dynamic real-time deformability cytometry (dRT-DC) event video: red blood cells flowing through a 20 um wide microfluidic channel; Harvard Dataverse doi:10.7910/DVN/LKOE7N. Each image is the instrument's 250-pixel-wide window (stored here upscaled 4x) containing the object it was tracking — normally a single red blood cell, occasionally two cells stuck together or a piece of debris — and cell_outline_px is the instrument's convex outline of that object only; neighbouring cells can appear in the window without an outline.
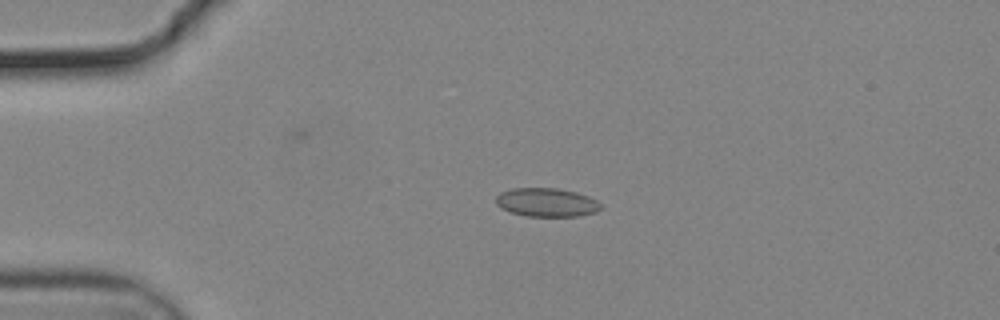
{"species": "common noctule bat (a hibernating species)", "species_latin": "Nyctalus noctula", "temperature_condition": "cold", "stored_images_in_passage": 56, "camera_frame_rate_fps": 3000, "um_per_image_px": 0.085, "animal": {"sex": "male", "body_mass_g": 19.2, "forearm_length_mm": 51.8}, "frame": {"image": 1, "passage_image": 14, "time_ms": 4.333, "image_size_px": [1000, 320], "cell_outline_px": [[600, 208], [596, 212], [580, 216], [528, 216], [512, 212], [500, 208], [496, 204], [496, 196], [500, 192], [512, 188], [556, 188], [576, 192], [588, 196], [596, 200], [600, 204]], "centroid_in_image_um": [46.44, 17.2], "position_along_channel_um": 38.6, "area_um2": 17.46}}
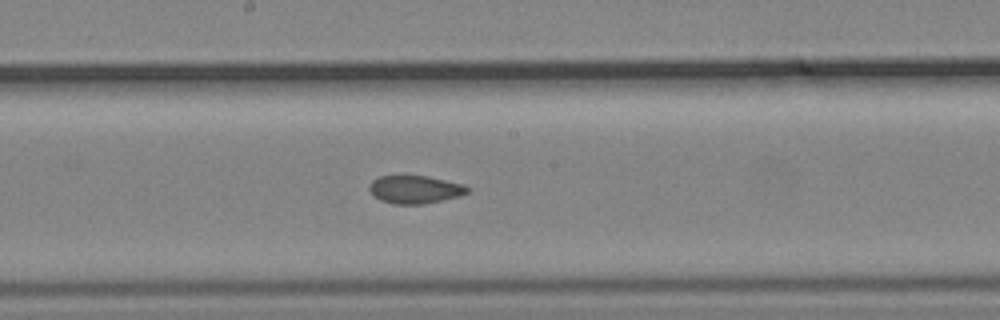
{"frame": {"image": 2, "passage_image": 31, "time_ms": 10.0, "image_size_px": [1000, 320], "cell_outline_px": [[472, 188], [468, 192], [456, 196], [424, 204], [392, 204], [380, 200], [368, 188], [372, 180], [380, 176], [428, 176], [464, 184]], "centroid_in_image_um": [35.28, 16.1], "position_along_channel_um": 212.9, "area_um2": 15.84}}
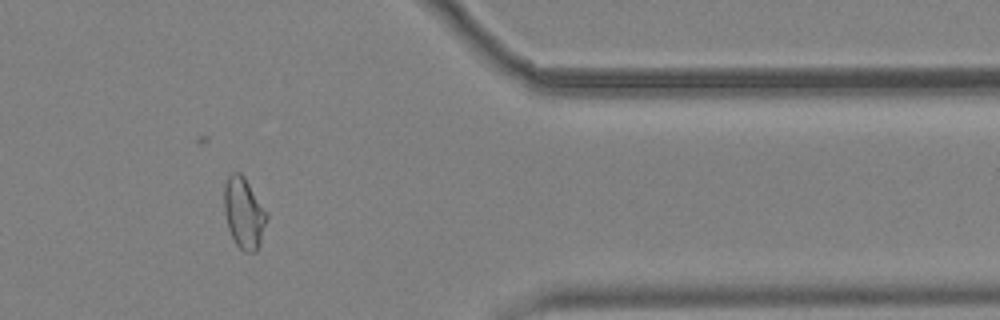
{"frame": {"image": 3, "passage_image": 47, "time_ms": 15.333, "image_size_px": [1000, 320], "cell_outline_px": [[268, 216], [260, 244], [256, 252], [244, 252], [236, 244], [228, 228], [224, 212], [224, 184], [228, 176], [232, 172], [240, 172], [244, 176], [268, 212]], "centroid_in_image_um": [20.74, 18.09], "position_along_channel_um": 390.7, "area_um2": 17.8}, "authors_computed_cell_mechanics": {"area_um2": 17.3978, "velocity_mm_per_s": 3.7176, "shape_relaxation_time_tau1_ms": null, "shape_relaxation_time_tau2_ms": 1.4992, "deformation_change_tau1": null, "deformation_change_tau2": 0.0666}}